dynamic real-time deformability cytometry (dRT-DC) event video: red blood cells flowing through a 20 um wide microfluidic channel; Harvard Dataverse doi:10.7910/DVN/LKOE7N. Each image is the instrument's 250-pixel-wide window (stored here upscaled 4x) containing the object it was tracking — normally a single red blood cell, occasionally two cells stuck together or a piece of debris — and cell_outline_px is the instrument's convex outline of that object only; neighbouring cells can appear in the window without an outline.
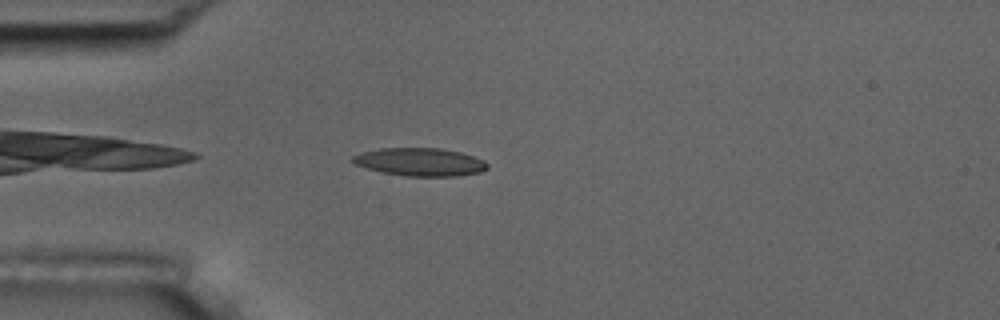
{"species": "common noctule bat (a hibernating species)", "species_latin": "Nyctalus noctula", "temperature_condition": "room temperature", "stored_images_in_passage": 43, "camera_frame_rate_fps": 3000, "um_per_image_px": 0.085, "animal": {"sex": "male", "body_mass_g": 17.5, "forearm_length_mm": 52.3}, "frame": {"image": 1, "passage_image": 3, "time_ms": 0.667, "image_size_px": [1000, 320], "cell_outline_px": [[488, 168], [480, 172], [456, 176], [404, 176], [384, 172], [352, 164], [352, 156], [364, 152], [380, 148], [440, 148], [460, 152], [484, 160], [488, 164]], "centroid_in_image_um": [35.71, 13.77], "position_along_channel_um": 49.3, "area_um2": 21.85}}
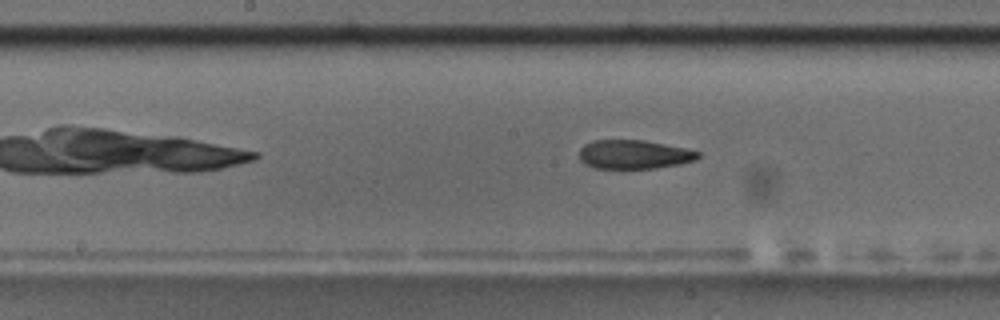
{"frame": {"image": 2, "passage_image": 16, "time_ms": 5.0, "image_size_px": [1000, 320], "cell_outline_px": [[700, 156], [696, 160], [680, 164], [656, 168], [592, 168], [584, 164], [580, 160], [580, 148], [584, 144], [592, 140], [644, 140], [684, 148], [700, 152]], "centroid_in_image_um": [53.87, 13.13], "position_along_channel_um": 194.3, "area_um2": 20.06}}
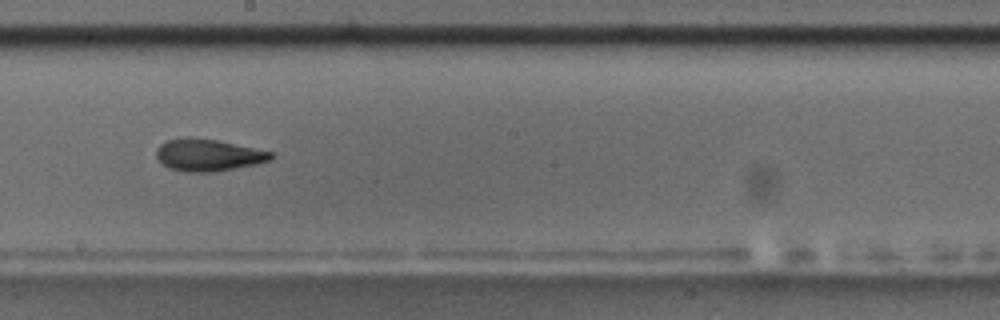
{"frame": {"image": 3, "passage_image": 19, "time_ms": 6.0, "image_size_px": [1000, 320], "cell_outline_px": [[272, 160], [256, 164], [216, 172], [188, 172], [168, 168], [156, 156], [156, 148], [160, 144], [168, 140], [184, 136], [216, 140], [272, 152]], "centroid_in_image_um": [17.67, 13.18], "position_along_channel_um": 230.5, "area_um2": 21.33}, "authors_computed_cell_mechanics": {"area_um2": 21.3282, "velocity_mm_per_s": 3.6304, "shape_relaxation_time_tau1_ms": 8.1221, "shape_relaxation_time_tau2_ms": 3.8093, "deformation_change_tau1": 0.1878, "deformation_change_tau2": 0.1164}}